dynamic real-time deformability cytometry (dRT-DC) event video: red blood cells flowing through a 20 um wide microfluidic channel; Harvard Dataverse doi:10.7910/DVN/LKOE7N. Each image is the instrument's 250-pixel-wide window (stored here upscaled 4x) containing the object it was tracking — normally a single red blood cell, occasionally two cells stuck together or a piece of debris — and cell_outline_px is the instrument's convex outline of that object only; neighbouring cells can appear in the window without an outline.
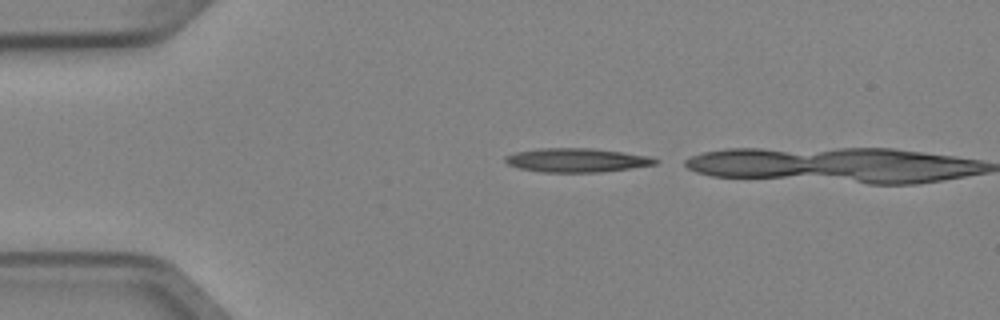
{"species": "Egyptian fruit bat (a non-hibernating species)", "species_latin": "Rousettus aegyptiacus", "temperature_condition": "cold", "stored_images_in_passage": 3, "camera_frame_rate_fps": 3000, "um_per_image_px": 0.085, "animal": {"sex": "female"}, "frame": {"image": 1, "passage_image": 1, "time_ms": 0.0, "image_size_px": [1000, 320], "cell_outline_px": [[660, 160], [656, 164], [600, 172], [540, 172], [520, 168], [508, 164], [504, 160], [504, 156], [516, 152], [540, 148], [592, 148], [624, 152], [648, 156]], "centroid_in_image_um": [49.0, 13.61], "position_along_channel_um": 36.0, "area_um2": 20.81}}